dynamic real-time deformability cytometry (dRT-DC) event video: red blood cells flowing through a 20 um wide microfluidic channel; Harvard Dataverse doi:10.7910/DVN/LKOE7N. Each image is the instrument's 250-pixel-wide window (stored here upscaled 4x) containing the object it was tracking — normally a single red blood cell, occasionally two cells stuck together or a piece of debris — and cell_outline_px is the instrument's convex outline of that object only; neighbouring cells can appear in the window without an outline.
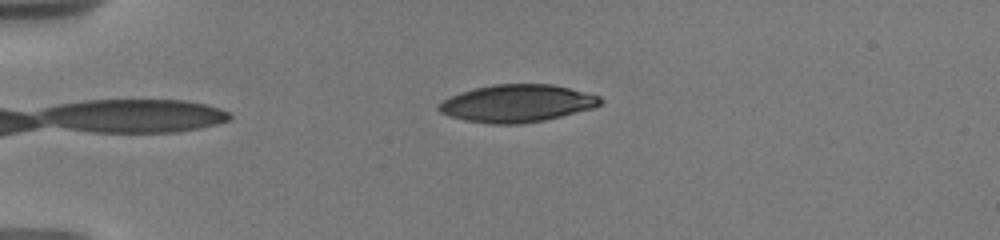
{"species": "human", "species_latin": "Homo sapiens", "temperature_condition": "warm", "stored_images_in_passage": 43, "camera_frame_rate_fps": 3000, "um_per_image_px": 0.085, "donor": {"sex": "male"}, "frame": {"image": 1, "passage_image": 1, "time_ms": 0.0, "image_size_px": [1000, 240], "cell_outline_px": [[604, 100], [600, 104], [592, 108], [544, 120], [520, 124], [492, 124], [464, 120], [448, 116], [440, 112], [436, 108], [436, 104], [460, 92], [492, 84], [552, 84], [600, 96]], "centroid_in_image_um": [43.91, 8.79], "position_along_channel_um": 41.1, "area_um2": 35.14}}
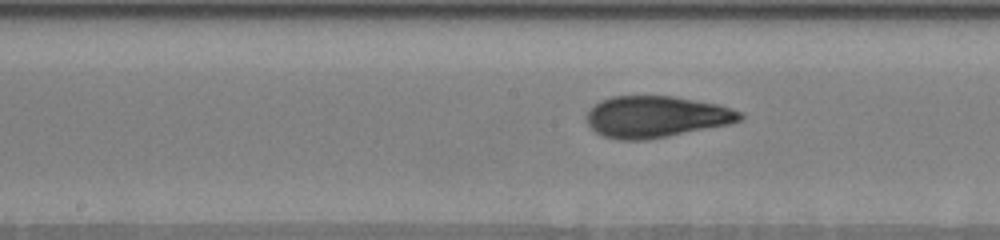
{"frame": {"image": 2, "passage_image": 17, "time_ms": 5.333, "image_size_px": [1000, 240], "cell_outline_px": [[744, 116], [740, 120], [728, 124], [648, 140], [620, 140], [604, 136], [596, 132], [588, 124], [584, 116], [588, 108], [600, 100], [612, 96], [676, 96], [716, 104], [732, 108], [744, 112]], "centroid_in_image_um": [55.73, 9.91], "position_along_channel_um": 192.5, "area_um2": 37.34}}
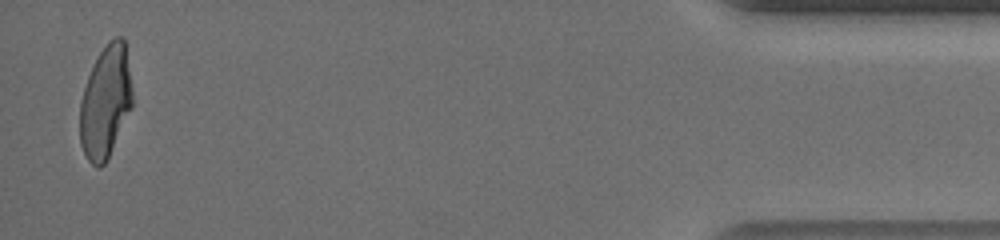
{"frame": {"image": 3, "passage_image": 42, "time_ms": 13.667, "image_size_px": [1000, 240], "cell_outline_px": [[132, 108], [104, 164], [100, 168], [96, 168], [88, 160], [80, 144], [80, 100], [88, 76], [100, 52], [108, 40], [116, 36], [120, 36], [124, 40], [132, 88]], "centroid_in_image_um": [8.96, 8.67], "position_along_channel_um": 426.2, "area_um2": 34.1}, "authors_computed_cell_mechanics": {"area_um2": 36.125, "velocity_mm_per_s": 3.6599, "shape_relaxation_time_tau1_ms": 5.9298, "shape_relaxation_time_tau2_ms": 1.3315, "deformation_change_tau1": 0.2322, "deformation_change_tau2": 0.079}}